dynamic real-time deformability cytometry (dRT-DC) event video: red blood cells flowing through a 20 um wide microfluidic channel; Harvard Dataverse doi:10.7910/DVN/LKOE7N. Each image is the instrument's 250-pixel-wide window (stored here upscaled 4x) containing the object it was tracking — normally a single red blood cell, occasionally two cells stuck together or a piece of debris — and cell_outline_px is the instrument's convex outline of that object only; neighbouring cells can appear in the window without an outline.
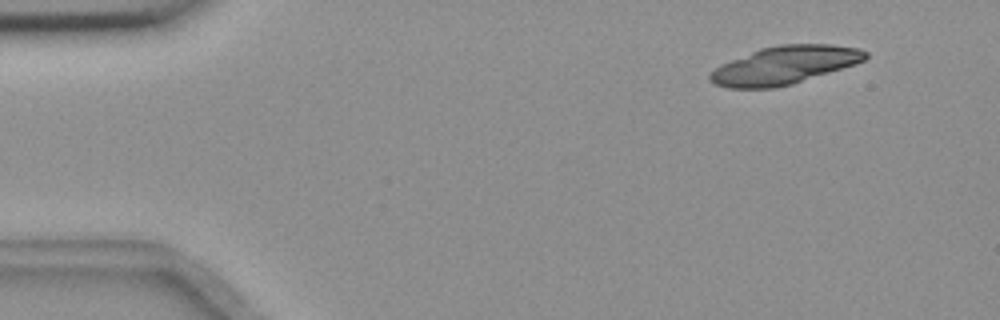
{"species": "common noctule bat (a hibernating species)", "species_latin": "Nyctalus noctula", "temperature_condition": "room temperature", "stored_images_in_passage": 6, "camera_frame_rate_fps": 3000, "um_per_image_px": 0.085, "animal": {"sex": "female", "body_mass_g": 18.4}, "frame": {"image": 1, "passage_image": 2, "time_ms": 0.333, "image_size_px": [1000, 320], "cell_outline_px": [[868, 56], [864, 60], [856, 64], [792, 84], [776, 88], [728, 88], [716, 84], [708, 80], [708, 76], [716, 68], [732, 60], [760, 48], [780, 44], [832, 44], [860, 48], [868, 52]], "centroid_in_image_um": [66.73, 5.54], "position_along_channel_um": 18.3, "area_um2": 34.28}}